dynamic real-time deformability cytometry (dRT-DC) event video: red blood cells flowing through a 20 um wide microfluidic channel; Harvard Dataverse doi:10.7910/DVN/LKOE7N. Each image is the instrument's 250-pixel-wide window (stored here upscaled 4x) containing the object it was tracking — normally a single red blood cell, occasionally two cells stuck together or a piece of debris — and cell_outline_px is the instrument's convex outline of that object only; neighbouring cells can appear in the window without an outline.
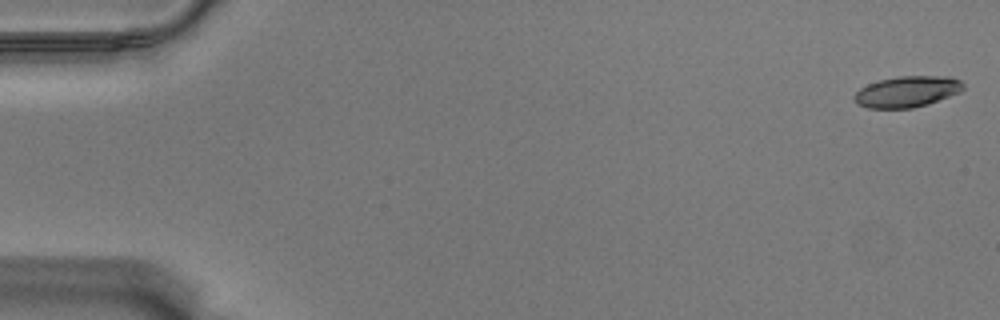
{"species": "Egyptian fruit bat (a non-hibernating species)", "species_latin": "Rousettus aegyptiacus", "temperature_condition": "warm", "stored_images_in_passage": 55, "camera_frame_rate_fps": 3000, "um_per_image_px": 0.085, "animal": {"sex": "male"}, "frame": {"image": 1, "passage_image": 1, "time_ms": 0.0, "image_size_px": [1000, 320], "cell_outline_px": [[964, 88], [960, 92], [928, 104], [912, 108], [868, 108], [856, 104], [852, 96], [860, 88], [868, 84], [880, 80], [900, 76], [952, 76], [960, 80], [964, 84]], "centroid_in_image_um": [77.1, 7.79], "position_along_channel_um": 7.9, "area_um2": 19.83}}
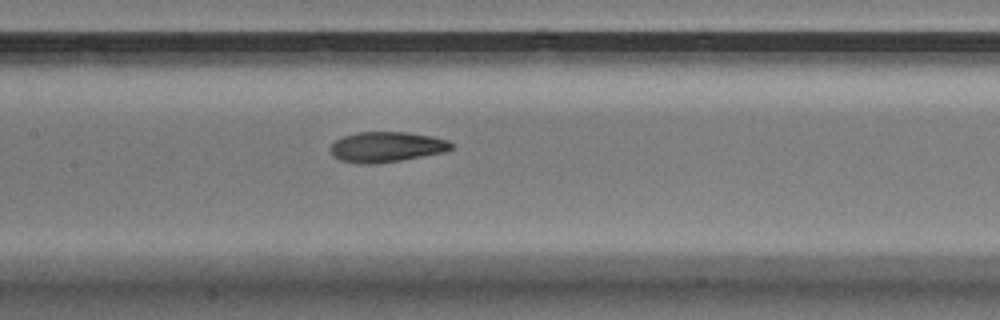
{"frame": {"image": 2, "passage_image": 28, "time_ms": 9.0, "image_size_px": [1000, 320], "cell_outline_px": [[452, 148], [444, 152], [400, 160], [376, 164], [360, 164], [340, 160], [332, 156], [328, 148], [336, 140], [344, 136], [356, 132], [408, 132], [432, 136], [448, 140], [452, 144]], "centroid_in_image_um": [32.81, 12.49], "position_along_channel_um": 174.6, "area_um2": 21.44}}
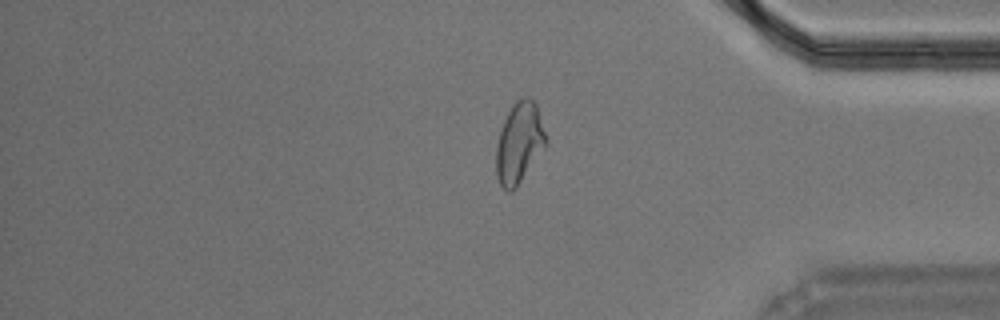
{"frame": {"image": 3, "passage_image": 48, "time_ms": 15.667, "image_size_px": [1000, 320], "cell_outline_px": [[548, 144], [516, 188], [512, 192], [508, 192], [500, 184], [496, 176], [496, 144], [504, 120], [512, 104], [516, 100], [524, 96], [528, 96], [536, 104], [548, 140]], "centroid_in_image_um": [44.14, 12.15], "position_along_channel_um": 391.1, "area_um2": 23.64}, "authors_computed_cell_mechanics": {"area_um2": 21.4438, "velocity_mm_per_s": 3.5386, "shape_relaxation_time_tau1_ms": 7.9253, "shape_relaxation_time_tau2_ms": 2.7641, "deformation_change_tau1": 0.2351, "deformation_change_tau2": 0.0916}}